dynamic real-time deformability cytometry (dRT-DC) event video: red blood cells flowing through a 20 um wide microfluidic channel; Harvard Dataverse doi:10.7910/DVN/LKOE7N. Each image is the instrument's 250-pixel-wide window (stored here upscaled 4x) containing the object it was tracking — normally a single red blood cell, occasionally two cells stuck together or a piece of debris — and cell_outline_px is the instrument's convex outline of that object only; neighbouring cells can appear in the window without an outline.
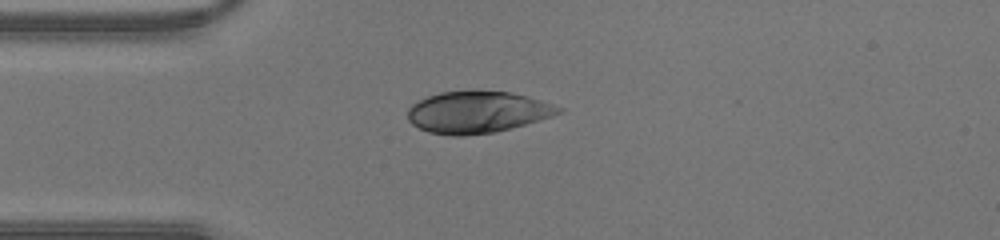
{"species": "human", "species_latin": "Homo sapiens", "temperature_condition": "warm", "stored_images_in_passage": 33, "camera_frame_rate_fps": 3000, "um_per_image_px": 0.085, "donor": {"sex": "male"}, "frame": {"image": 1, "passage_image": 1, "time_ms": 0.0, "image_size_px": [1000, 240], "cell_outline_px": [[564, 108], [560, 112], [552, 116], [512, 128], [496, 132], [464, 136], [452, 136], [428, 132], [412, 124], [408, 120], [408, 108], [412, 104], [428, 96], [440, 92], [512, 92], [528, 96]], "centroid_in_image_um": [40.57, 9.55], "position_along_channel_um": 44.4, "area_um2": 36.36}}
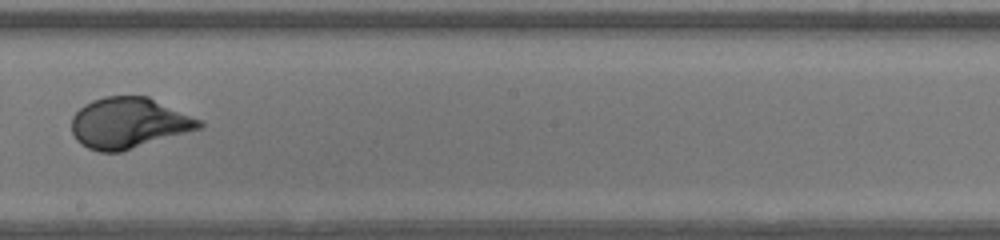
{"frame": {"image": 2, "passage_image": 14, "time_ms": 4.333, "image_size_px": [1000, 240], "cell_outline_px": [[204, 128], [120, 152], [100, 152], [88, 148], [80, 144], [76, 140], [72, 132], [72, 116], [84, 104], [92, 100], [104, 96], [148, 96], [200, 120], [204, 124]], "centroid_in_image_um": [10.94, 10.46], "position_along_channel_um": 237.3, "area_um2": 37.86}}
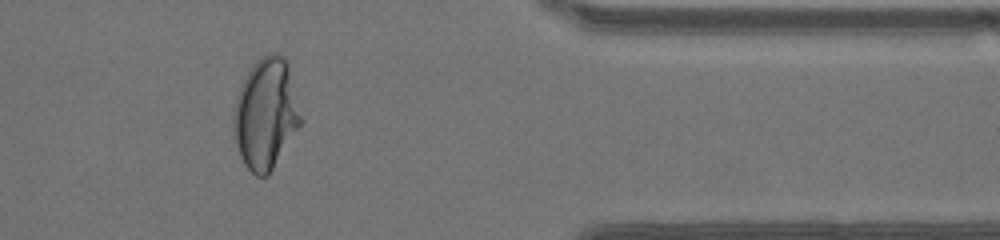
{"frame": {"image": 3, "passage_image": 25, "time_ms": 8.0, "image_size_px": [1000, 240], "cell_outline_px": [[304, 120], [268, 176], [256, 176], [244, 164], [240, 156], [236, 144], [232, 128], [232, 116], [236, 96], [248, 72], [256, 60], [268, 52], [280, 52], [288, 60]], "centroid_in_image_um": [22.62, 9.64], "position_along_channel_um": 388.8, "area_um2": 44.22}}